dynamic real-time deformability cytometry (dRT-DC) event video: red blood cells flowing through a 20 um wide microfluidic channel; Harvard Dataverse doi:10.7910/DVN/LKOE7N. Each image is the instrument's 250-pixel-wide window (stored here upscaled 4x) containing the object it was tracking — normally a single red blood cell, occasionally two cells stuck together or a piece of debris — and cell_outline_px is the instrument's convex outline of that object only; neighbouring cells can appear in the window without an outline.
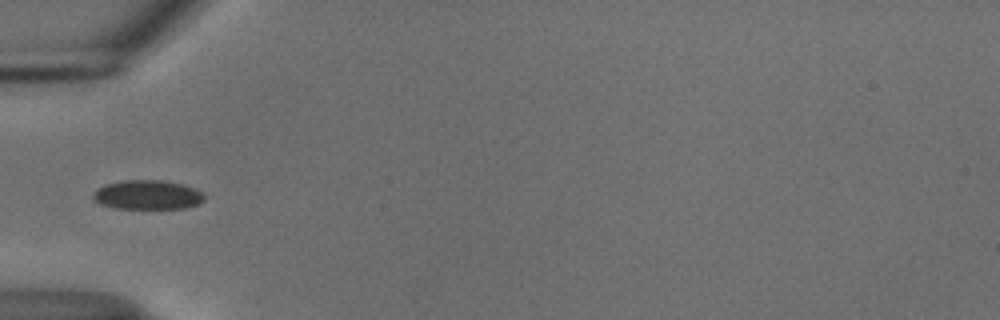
{"species": "common noctule bat (a hibernating species)", "species_latin": "Nyctalus noctula", "temperature_condition": "cold", "stored_images_in_passage": 37, "camera_frame_rate_fps": 3000, "um_per_image_px": 0.085, "animal": {"sex": "male", "body_mass_g": 18.8}, "frame": {"image": 1, "passage_image": 1, "time_ms": 0.0, "image_size_px": [1000, 320], "cell_outline_px": [[204, 200], [200, 204], [184, 208], [112, 208], [100, 204], [92, 196], [96, 188], [104, 184], [124, 180], [160, 180], [184, 184], [200, 192], [204, 196]], "centroid_in_image_um": [12.51, 16.56], "position_along_channel_um": 72.5, "area_um2": 18.96}}
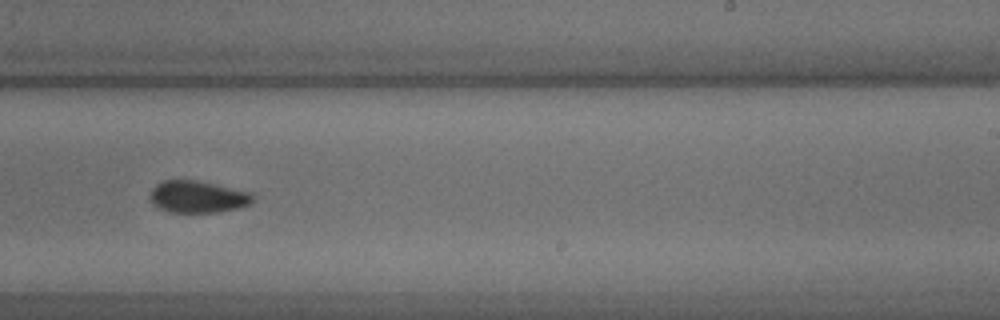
{"frame": {"image": 2, "passage_image": 17, "time_ms": 5.333, "image_size_px": [1000, 320], "cell_outline_px": [[256, 196], [252, 204], [220, 212], [168, 212], [152, 204], [152, 188], [156, 184], [164, 180], [196, 180], [252, 192]], "centroid_in_image_um": [16.86, 16.73], "position_along_channel_um": 272.1, "area_um2": 19.19}}
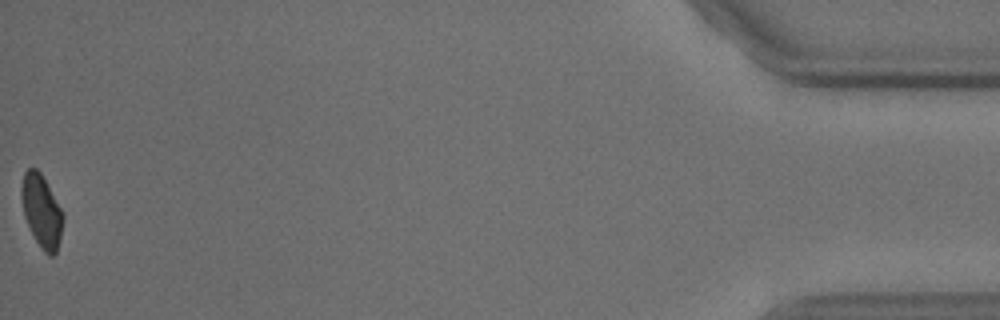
{"frame": {"image": 3, "passage_image": 37, "time_ms": 12.0, "image_size_px": [1000, 320], "cell_outline_px": [[64, 220], [56, 252], [52, 256], [48, 256], [44, 252], [36, 240], [24, 216], [20, 196], [20, 188], [24, 172], [28, 168], [36, 168], [40, 172], [60, 208], [64, 216]], "centroid_in_image_um": [3.51, 17.93], "position_along_channel_um": 431.7, "area_um2": 17.34}, "authors_computed_cell_mechanics": {"area_um2": 18.9006, "velocity_mm_per_s": 3.7426, "shape_relaxation_time_tau1_ms": 4.1662, "shape_relaxation_time_tau2_ms": null, "deformation_change_tau1": 0.0707, "deformation_change_tau2": null}}